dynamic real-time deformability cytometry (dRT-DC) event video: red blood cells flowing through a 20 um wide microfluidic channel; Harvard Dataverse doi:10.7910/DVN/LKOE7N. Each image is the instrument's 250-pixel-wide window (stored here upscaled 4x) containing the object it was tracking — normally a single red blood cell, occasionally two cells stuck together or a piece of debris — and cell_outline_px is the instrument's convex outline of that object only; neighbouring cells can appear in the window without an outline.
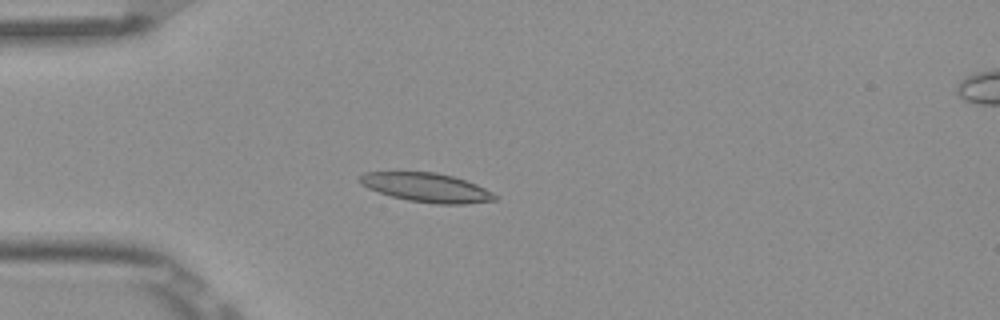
{"species": "Egyptian fruit bat (a non-hibernating species)", "species_latin": "Rousettus aegyptiacus", "temperature_condition": "room temperature", "stored_images_in_passage": 6, "camera_frame_rate_fps": 3000, "um_per_image_px": 0.085, "frame": {"image": 1, "passage_image": 5, "time_ms": 1.333, "image_size_px": [1000, 320], "cell_outline_px": [[500, 196], [496, 200], [464, 204], [436, 204], [408, 200], [392, 196], [368, 188], [360, 184], [360, 176], [364, 172], [436, 172], [452, 176], [476, 184]], "centroid_in_image_um": [36.29, 15.94], "position_along_channel_um": 48.7, "area_um2": 22.72}}